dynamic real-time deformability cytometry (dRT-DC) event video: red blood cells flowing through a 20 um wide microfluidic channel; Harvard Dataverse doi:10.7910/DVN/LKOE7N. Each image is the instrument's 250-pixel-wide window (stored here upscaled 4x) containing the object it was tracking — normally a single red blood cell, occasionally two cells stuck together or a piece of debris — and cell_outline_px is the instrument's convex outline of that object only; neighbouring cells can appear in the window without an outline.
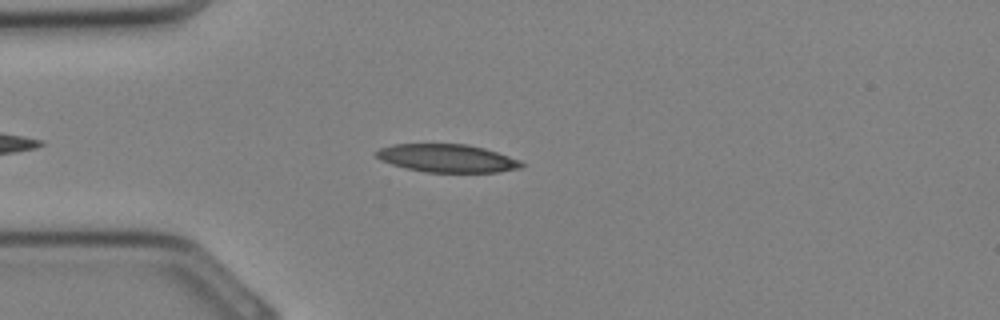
{"species": "Egyptian fruit bat (a non-hibernating species)", "species_latin": "Rousettus aegyptiacus", "temperature_condition": "cold", "stored_images_in_passage": 27, "camera_frame_rate_fps": 3000, "um_per_image_px": 0.085, "animal": {"sex": "female"}, "frame": {"image": 1, "passage_image": 5, "time_ms": 1.333, "image_size_px": [1000, 320], "cell_outline_px": [[524, 164], [520, 168], [500, 172], [424, 172], [392, 164], [380, 160], [376, 156], [376, 152], [380, 148], [392, 144], [468, 144], [484, 148], [520, 160]], "centroid_in_image_um": [38.01, 13.45], "position_along_channel_um": 47.0, "area_um2": 23.58}}
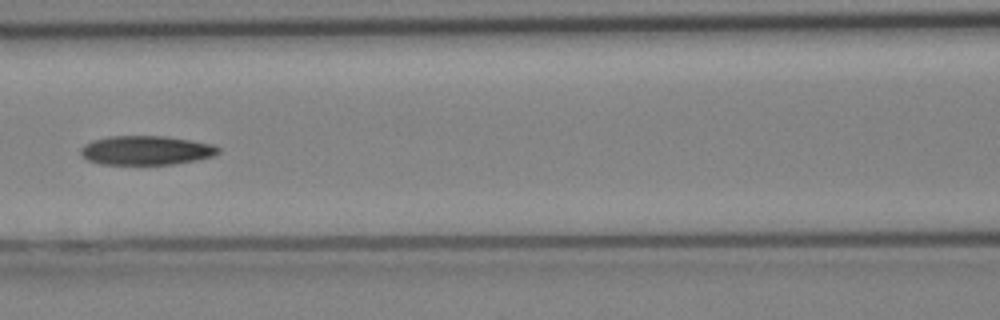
{"frame": {"image": 2, "passage_image": 11, "time_ms": 3.333, "image_size_px": [1000, 320], "cell_outline_px": [[220, 152], [216, 156], [196, 160], [172, 164], [100, 164], [88, 160], [80, 152], [80, 148], [84, 144], [92, 140], [112, 136], [160, 136], [188, 140], [212, 144], [220, 148]], "centroid_in_image_um": [12.43, 12.78], "position_along_channel_um": 154.2, "area_um2": 23.24}}
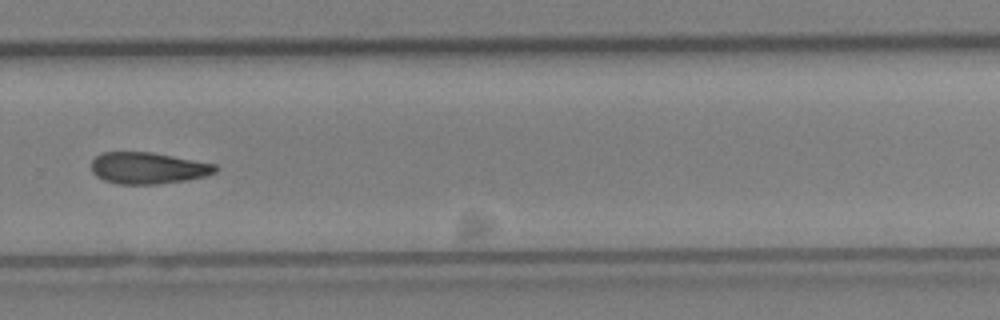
{"frame": {"image": 3, "passage_image": 19, "time_ms": 6.0, "image_size_px": [1000, 320], "cell_outline_px": [[220, 168], [216, 172], [204, 176], [188, 180], [156, 184], [120, 184], [104, 180], [96, 176], [92, 172], [92, 160], [100, 152], [152, 152], [216, 164]], "centroid_in_image_um": [12.59, 14.28], "position_along_channel_um": 317.2, "area_um2": 22.89}}